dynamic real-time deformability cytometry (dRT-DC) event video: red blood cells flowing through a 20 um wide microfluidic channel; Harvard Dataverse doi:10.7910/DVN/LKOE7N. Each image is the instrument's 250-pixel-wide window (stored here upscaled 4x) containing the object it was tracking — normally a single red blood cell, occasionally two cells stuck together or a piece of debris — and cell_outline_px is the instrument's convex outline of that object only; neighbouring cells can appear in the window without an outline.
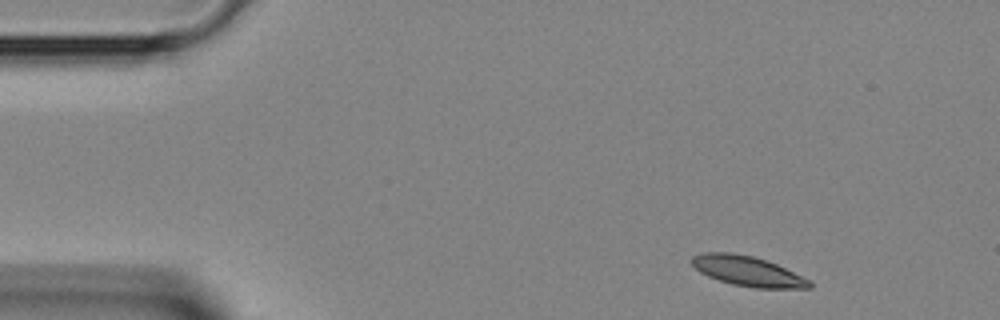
{"species": "Egyptian fruit bat (a non-hibernating species)", "species_latin": "Rousettus aegyptiacus", "temperature_condition": "room temperature", "stored_images_in_passage": 3, "camera_frame_rate_fps": 3000, "um_per_image_px": 0.085, "animal": {"sex": "female"}, "frame": {"image": 1, "passage_image": 1, "time_ms": 0.0, "image_size_px": [1000, 320], "cell_outline_px": [[812, 288], [756, 288], [732, 284], [708, 276], [700, 272], [688, 260], [692, 256], [700, 252], [732, 252], [752, 256], [776, 264], [812, 280]], "centroid_in_image_um": [63.53, 23.04], "position_along_channel_um": 21.5, "area_um2": 20.63}}
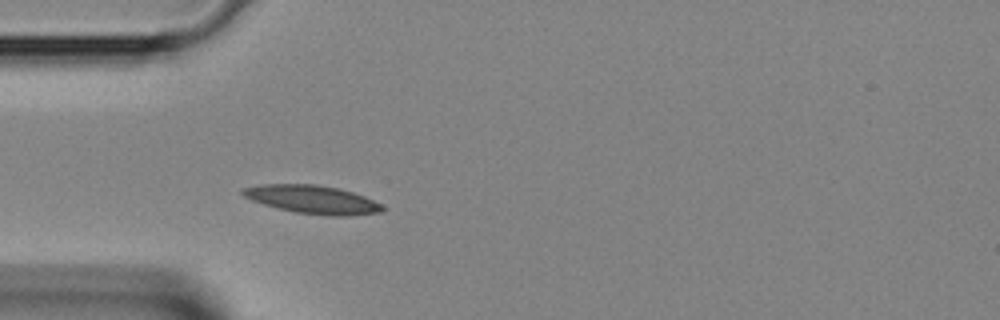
{"frame": {"image": 2, "passage_image": 3, "time_ms": 0.667, "image_size_px": [1000, 320], "cell_outline_px": [[384, 208], [380, 212], [348, 216], [332, 216], [296, 212], [264, 204], [252, 200], [244, 196], [240, 192], [244, 188], [264, 184], [316, 184], [336, 188], [352, 192], [364, 196], [380, 204]], "centroid_in_image_um": [26.56, 16.95], "position_along_channel_um": 58.4, "area_um2": 22.6}}